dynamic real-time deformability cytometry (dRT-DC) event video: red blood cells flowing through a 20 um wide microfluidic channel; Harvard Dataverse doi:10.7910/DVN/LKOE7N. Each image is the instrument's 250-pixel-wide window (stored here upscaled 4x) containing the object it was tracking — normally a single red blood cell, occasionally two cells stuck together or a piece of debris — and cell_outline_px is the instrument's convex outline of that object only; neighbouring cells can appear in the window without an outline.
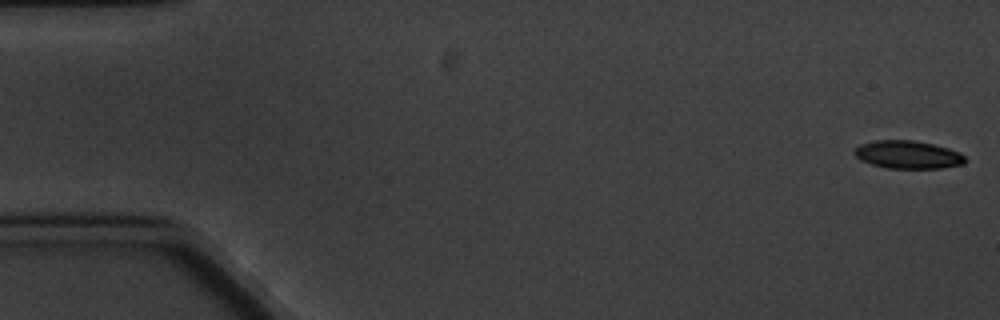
{"species": "common noctule bat (a hibernating species)", "species_latin": "Nyctalus noctula", "temperature_condition": "cold", "stored_images_in_passage": 5, "camera_frame_rate_fps": 3000, "um_per_image_px": 0.085, "animal": {"sex": "male", "body_mass_g": 20.1, "forearm_length_mm": 53.5}, "frame": {"image": 1, "passage_image": 1, "time_ms": 0.0, "image_size_px": [1000, 320], "cell_outline_px": [[964, 164], [944, 168], [888, 168], [872, 164], [860, 160], [852, 152], [860, 144], [876, 140], [912, 140], [932, 144], [948, 148], [960, 152], [964, 156]], "centroid_in_image_um": [77.16, 13.14], "position_along_channel_um": 7.8, "area_um2": 17.98}}
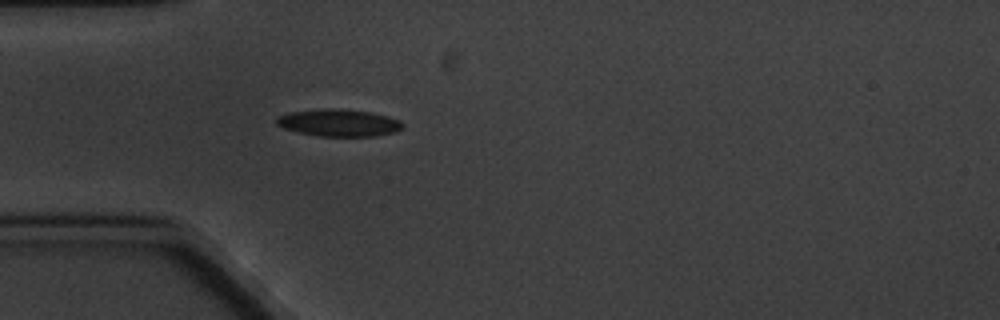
{"frame": {"image": 2, "passage_image": 5, "time_ms": 5.333, "image_size_px": [1000, 320], "cell_outline_px": [[404, 128], [396, 132], [376, 136], [316, 136], [284, 128], [276, 124], [276, 116], [288, 112], [324, 108], [340, 108], [372, 112], [388, 116], [400, 120], [404, 124]], "centroid_in_image_um": [28.83, 10.43], "position_along_channel_um": 56.2, "area_um2": 20.29}}